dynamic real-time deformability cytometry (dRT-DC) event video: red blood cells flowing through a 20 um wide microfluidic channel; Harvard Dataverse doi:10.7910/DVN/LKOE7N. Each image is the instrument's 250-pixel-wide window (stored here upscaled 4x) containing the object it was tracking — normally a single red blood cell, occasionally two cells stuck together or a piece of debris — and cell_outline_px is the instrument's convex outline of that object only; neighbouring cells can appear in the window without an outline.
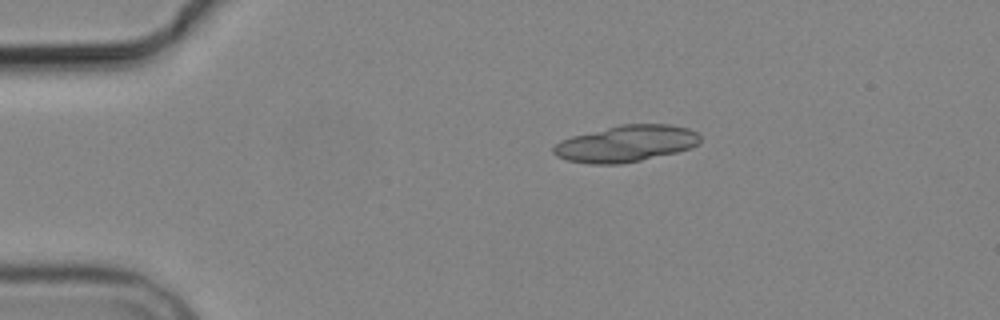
{"species": "common noctule bat (a hibernating species)", "species_latin": "Nyctalus noctula", "temperature_condition": "cold", "stored_images_in_passage": 6, "camera_frame_rate_fps": 3000, "um_per_image_px": 0.085, "animal": {"sex": "male", "body_mass_g": 19.2, "forearm_length_mm": 51.8}, "frame": {"image": 1, "passage_image": 3, "time_ms": 3.333, "image_size_px": [1000, 320], "cell_outline_px": [[700, 144], [692, 148], [676, 152], [640, 160], [620, 164], [588, 164], [568, 160], [556, 156], [552, 152], [552, 148], [560, 140], [572, 136], [620, 124], [668, 124], [688, 128], [696, 132], [700, 136]], "centroid_in_image_um": [53.21, 12.21], "position_along_channel_um": 31.8, "area_um2": 31.27}}